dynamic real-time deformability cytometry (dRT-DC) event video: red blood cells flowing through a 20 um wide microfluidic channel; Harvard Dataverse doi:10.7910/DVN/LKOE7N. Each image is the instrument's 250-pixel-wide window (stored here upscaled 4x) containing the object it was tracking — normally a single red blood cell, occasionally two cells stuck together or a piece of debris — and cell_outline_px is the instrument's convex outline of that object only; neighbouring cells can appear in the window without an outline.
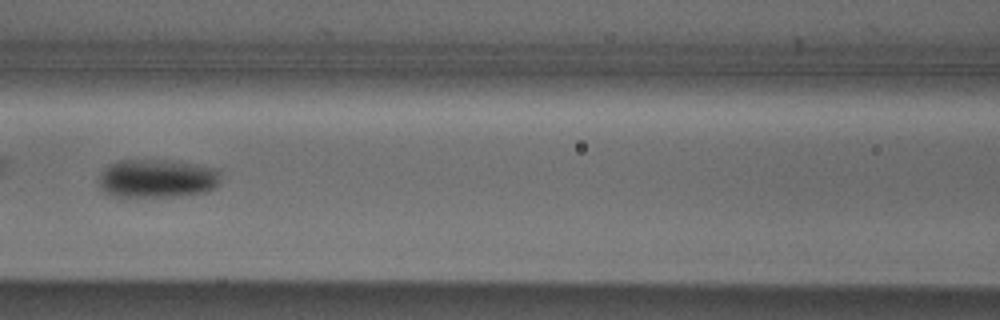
{"species": "Egyptian fruit bat (a non-hibernating species)", "species_latin": "Rousettus aegyptiacus", "temperature_condition": "cold", "stored_images_in_passage": 7, "camera_frame_rate_fps": 3000, "um_per_image_px": 0.085, "animal": {"sex": "male"}, "frame": {"image": 1, "passage_image": 7, "time_ms": 2.0, "image_size_px": [1000, 320], "cell_outline_px": [[220, 180], [216, 188], [208, 192], [176, 196], [112, 196], [104, 192], [100, 188], [100, 172], [108, 164], [120, 160], [168, 160], [216, 168], [220, 172]], "centroid_in_image_um": [13.36, 15.17], "position_along_channel_um": 153.2, "area_um2": 27.46}}